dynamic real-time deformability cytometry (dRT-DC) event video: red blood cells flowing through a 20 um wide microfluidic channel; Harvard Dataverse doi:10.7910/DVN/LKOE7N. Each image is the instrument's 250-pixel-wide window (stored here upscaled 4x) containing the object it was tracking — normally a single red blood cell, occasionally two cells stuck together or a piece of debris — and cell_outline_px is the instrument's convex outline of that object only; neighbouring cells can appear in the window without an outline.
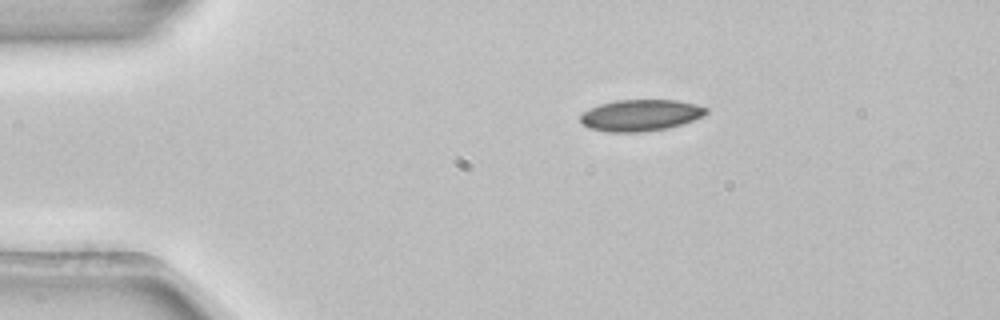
{"species": "common noctule bat (a hibernating species)", "species_latin": "Nyctalus noctula", "temperature_condition": "room temperature", "stored_images_in_passage": 2, "camera_frame_rate_fps": 3000, "um_per_image_px": 0.085, "animal": {"sex": "female", "body_mass_g": 22.7, "forearm_length_mm": 54.2}, "frame": {"image": 1, "passage_image": 1, "time_ms": 0.0, "image_size_px": [1000, 320], "cell_outline_px": [[708, 112], [704, 116], [668, 128], [644, 132], [604, 132], [588, 128], [580, 120], [580, 116], [588, 108], [600, 104], [616, 100], [676, 100], [696, 104], [708, 108]], "centroid_in_image_um": [54.44, 9.8], "position_along_channel_um": 30.6, "area_um2": 23.18}}